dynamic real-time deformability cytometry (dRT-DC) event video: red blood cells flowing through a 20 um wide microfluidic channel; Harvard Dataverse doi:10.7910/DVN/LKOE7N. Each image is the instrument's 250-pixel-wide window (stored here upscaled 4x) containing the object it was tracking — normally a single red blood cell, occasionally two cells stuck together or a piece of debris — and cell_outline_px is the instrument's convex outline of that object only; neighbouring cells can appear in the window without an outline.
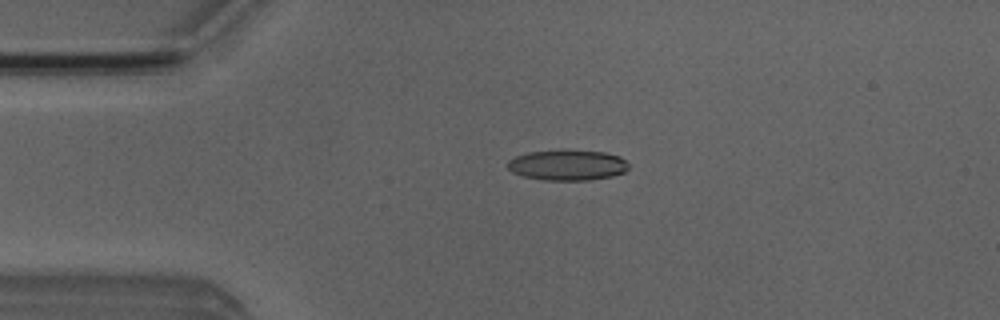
{"species": "Egyptian fruit bat (a non-hibernating species)", "species_latin": "Rousettus aegyptiacus", "temperature_condition": "room temperature", "stored_images_in_passage": 6, "camera_frame_rate_fps": 3000, "um_per_image_px": 0.085, "animal": {"sex": "male"}, "frame": {"image": 1, "passage_image": 2, "time_ms": 1.0, "image_size_px": [1000, 320], "cell_outline_px": [[628, 168], [624, 172], [612, 176], [588, 180], [544, 180], [524, 176], [512, 172], [508, 168], [508, 160], [516, 156], [528, 152], [604, 152], [620, 156], [628, 164]], "centroid_in_image_um": [48.24, 14.06], "position_along_channel_um": 36.8, "area_um2": 20.81}}
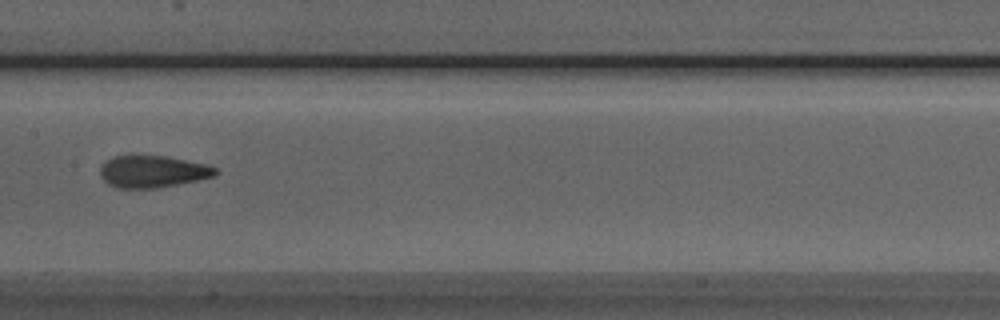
{"frame": {"image": 2, "passage_image": 6, "time_ms": 5.667, "image_size_px": [1000, 320], "cell_outline_px": [[220, 172], [216, 176], [200, 180], [156, 188], [116, 188], [108, 184], [100, 176], [100, 168], [104, 160], [112, 156], [168, 156], [208, 164], [216, 168]], "centroid_in_image_um": [13.0, 14.58], "position_along_channel_um": 194.4, "area_um2": 21.85}}